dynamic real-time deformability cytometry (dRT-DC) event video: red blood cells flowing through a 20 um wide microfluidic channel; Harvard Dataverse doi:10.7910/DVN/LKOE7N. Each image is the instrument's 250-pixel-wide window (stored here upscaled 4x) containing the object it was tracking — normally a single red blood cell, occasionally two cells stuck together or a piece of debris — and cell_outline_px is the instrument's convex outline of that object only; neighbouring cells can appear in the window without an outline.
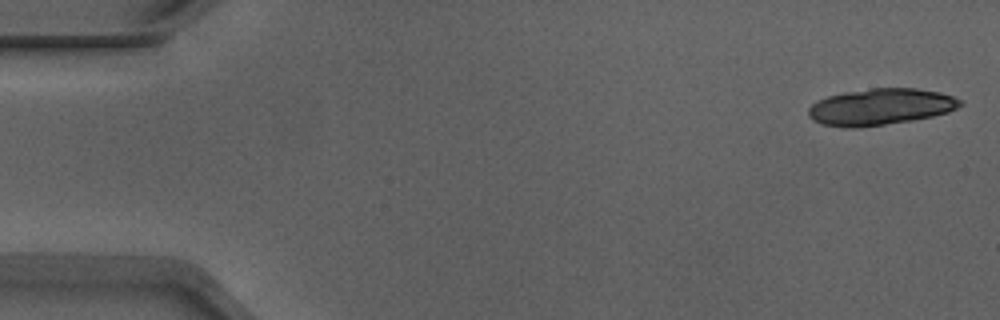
{"species": "Egyptian fruit bat (a non-hibernating species)", "species_latin": "Rousettus aegyptiacus", "temperature_condition": "warm", "stored_images_in_passage": 17, "camera_frame_rate_fps": 3000, "um_per_image_px": 0.085, "animal": {"sex": "male"}, "frame": {"image": 1, "passage_image": 1, "time_ms": 0.0, "image_size_px": [1000, 320], "cell_outline_px": [[964, 104], [948, 112], [932, 116], [912, 120], [856, 128], [844, 128], [820, 124], [812, 120], [808, 116], [808, 108], [812, 104], [828, 96], [844, 92], [872, 88], [916, 88], [940, 92], [952, 96], [960, 100]], "centroid_in_image_um": [74.82, 9.08], "position_along_channel_um": 10.2, "area_um2": 32.25}}